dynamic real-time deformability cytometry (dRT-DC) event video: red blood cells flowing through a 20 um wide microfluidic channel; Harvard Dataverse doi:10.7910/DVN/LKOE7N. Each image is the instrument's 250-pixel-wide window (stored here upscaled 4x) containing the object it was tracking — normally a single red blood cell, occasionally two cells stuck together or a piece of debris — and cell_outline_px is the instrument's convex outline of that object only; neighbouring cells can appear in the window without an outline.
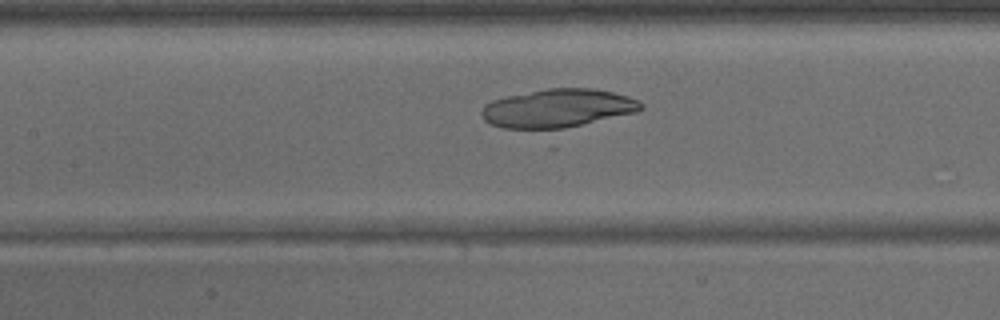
{"species": "common noctule bat (a hibernating species)", "species_latin": "Nyctalus noctula", "temperature_condition": "warm", "stored_images_in_passage": 39, "camera_frame_rate_fps": 3000, "um_per_image_px": 0.085, "animal": {"sex": "male", "body_mass_g": 15.6}, "frame": {"image": 1, "passage_image": 16, "time_ms": 5.0, "image_size_px": [1000, 320], "cell_outline_px": [[644, 108], [636, 112], [556, 132], [548, 132], [504, 128], [488, 124], [484, 120], [480, 112], [484, 104], [492, 100], [504, 96], [548, 88], [592, 88], [612, 92], [628, 96], [644, 104]], "centroid_in_image_um": [47.36, 9.26], "position_along_channel_um": 160.0, "area_um2": 37.11}}
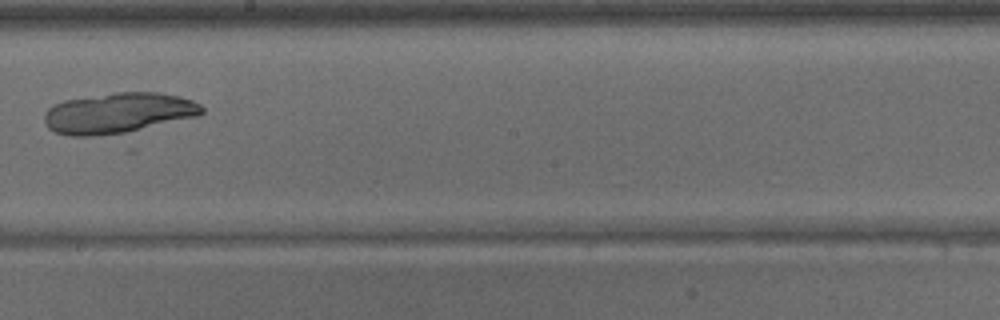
{"frame": {"image": 2, "passage_image": 21, "time_ms": 6.667, "image_size_px": [1000, 320], "cell_outline_px": [[204, 112], [196, 116], [124, 136], [68, 136], [56, 132], [48, 128], [44, 120], [44, 116], [48, 108], [64, 100], [116, 92], [160, 92], [180, 96], [192, 100], [200, 104], [204, 108]], "centroid_in_image_um": [10.1, 9.65], "position_along_channel_um": 238.1, "area_um2": 38.26}}
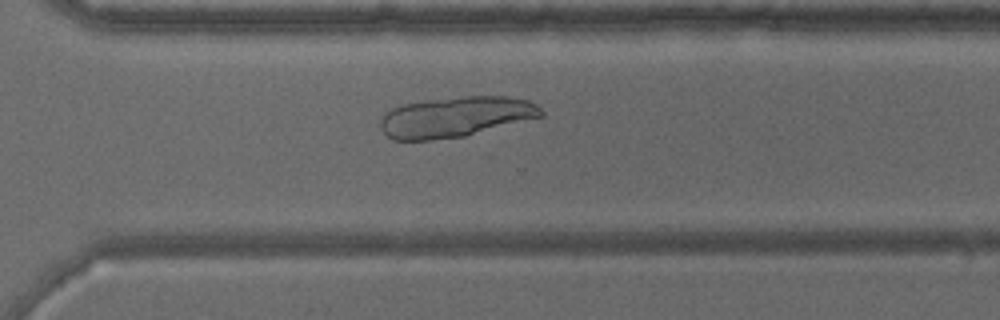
{"frame": {"image": 3, "passage_image": 27, "time_ms": 8.667, "image_size_px": [1000, 320], "cell_outline_px": [[544, 116], [464, 136], [432, 140], [392, 140], [380, 128], [380, 120], [384, 112], [392, 108], [404, 104], [432, 100], [464, 96], [508, 96], [528, 100], [536, 104], [544, 112]], "centroid_in_image_um": [38.73, 9.94], "position_along_channel_um": 331.9, "area_um2": 37.8}}